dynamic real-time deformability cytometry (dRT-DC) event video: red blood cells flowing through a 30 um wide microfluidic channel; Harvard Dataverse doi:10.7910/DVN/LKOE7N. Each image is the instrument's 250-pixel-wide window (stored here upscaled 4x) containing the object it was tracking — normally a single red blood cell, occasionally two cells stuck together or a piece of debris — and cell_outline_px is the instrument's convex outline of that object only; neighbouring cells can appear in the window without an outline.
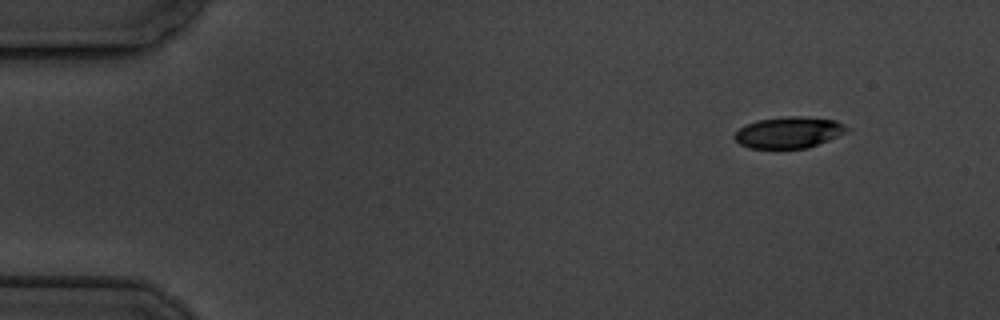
{"species": "common noctule bat (a hibernating species)", "species_latin": "Nyctalus noctula", "temperature_condition": "cold", "stored_images_in_passage": 5, "camera_frame_rate_fps": 3000, "um_per_image_px": 0.085, "animal": {"sex": "male", "body_mass_g": 19.5, "forearm_length_mm": 54.6}, "frame": {"image": 1, "passage_image": 1, "time_ms": 0.0, "image_size_px": [1000, 320], "cell_outline_px": [[852, 128], [848, 132], [808, 148], [748, 148], [740, 144], [732, 136], [740, 128], [756, 120], [788, 116], [800, 116], [836, 120]], "centroid_in_image_um": [67.08, 11.25], "position_along_channel_um": 17.9, "area_um2": 20.58}}
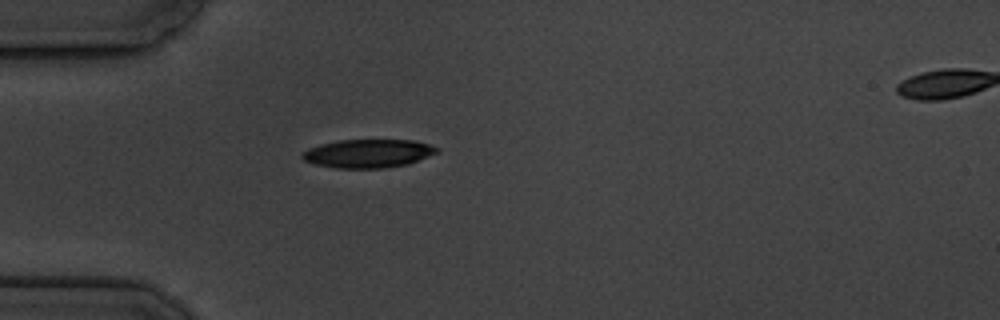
{"frame": {"image": 2, "passage_image": 4, "time_ms": 3.667, "image_size_px": [1000, 320], "cell_outline_px": [[440, 152], [408, 164], [384, 168], [336, 168], [316, 164], [304, 160], [300, 156], [300, 152], [308, 148], [320, 144], [340, 140], [412, 140], [428, 144], [440, 148]], "centroid_in_image_um": [31.29, 13.04], "position_along_channel_um": 53.7, "area_um2": 22.43}}